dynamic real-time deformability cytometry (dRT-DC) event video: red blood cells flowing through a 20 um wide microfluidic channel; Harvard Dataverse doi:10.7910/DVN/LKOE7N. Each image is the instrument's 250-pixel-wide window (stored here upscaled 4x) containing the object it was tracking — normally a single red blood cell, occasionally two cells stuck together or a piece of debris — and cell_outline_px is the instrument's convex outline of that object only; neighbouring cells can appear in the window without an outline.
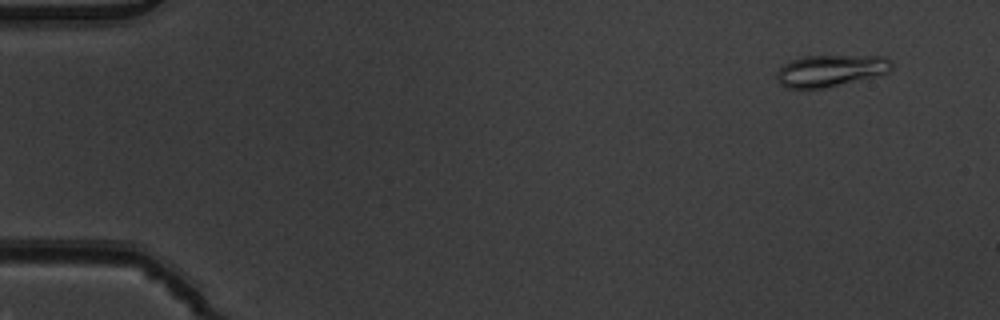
{"species": "common noctule bat (a hibernating species)", "species_latin": "Nyctalus noctula", "temperature_condition": "warm", "stored_images_in_passage": 4, "camera_frame_rate_fps": 3000, "um_per_image_px": 0.085, "animal": {"sex": "male", "body_mass_g": 19.5, "forearm_length_mm": 54.6}, "frame": {"image": 1, "passage_image": 1, "time_ms": 0.0, "image_size_px": [1000, 320], "cell_outline_px": [[892, 68], [888, 72], [824, 88], [788, 88], [780, 84], [776, 80], [776, 72], [784, 64], [792, 60], [804, 56], [884, 56], [892, 64]], "centroid_in_image_um": [70.54, 6.0], "position_along_channel_um": 14.5, "area_um2": 20.87}}